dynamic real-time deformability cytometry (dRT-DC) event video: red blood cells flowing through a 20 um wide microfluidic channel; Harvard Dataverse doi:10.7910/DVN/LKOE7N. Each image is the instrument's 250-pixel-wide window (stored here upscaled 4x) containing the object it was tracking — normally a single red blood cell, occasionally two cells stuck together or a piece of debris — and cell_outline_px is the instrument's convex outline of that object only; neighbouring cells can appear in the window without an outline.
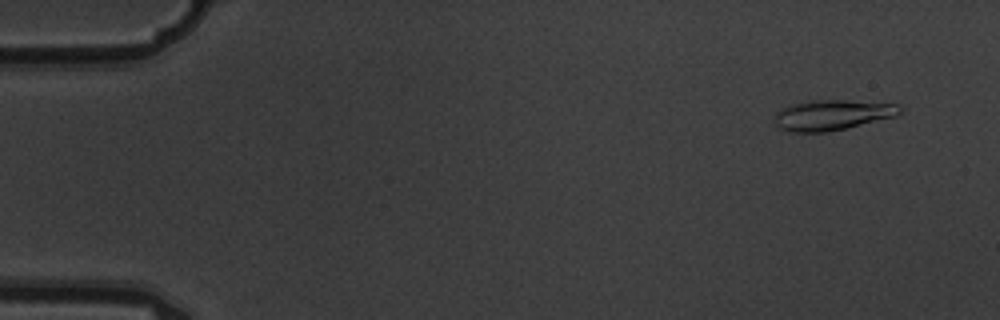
{"species": "common noctule bat (a hibernating species)", "species_latin": "Nyctalus noctula", "temperature_condition": "warm", "stored_images_in_passage": 8, "camera_frame_rate_fps": 3000, "um_per_image_px": 0.085, "animal": {"sex": "male", "body_mass_g": 19.5, "forearm_length_mm": 54.6}, "frame": {"image": 1, "passage_image": 1, "time_ms": 0.0, "image_size_px": [1000, 320], "cell_outline_px": [[904, 108], [896, 116], [828, 132], [788, 132], [780, 128], [776, 124], [776, 112], [792, 104], [812, 100], [844, 100], [900, 104]], "centroid_in_image_um": [70.77, 9.77], "position_along_channel_um": 14.2, "area_um2": 22.02}}
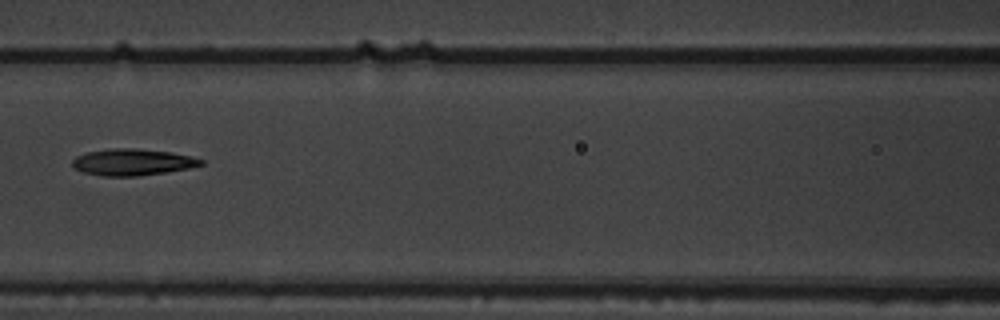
{"frame": {"image": 2, "passage_image": 7, "time_ms": 2.0, "image_size_px": [1000, 320], "cell_outline_px": [[204, 164], [188, 168], [164, 172], [136, 176], [104, 176], [84, 172], [76, 168], [72, 164], [72, 160], [76, 156], [88, 152], [112, 148], [132, 148], [168, 152], [192, 156], [204, 160]], "centroid_in_image_um": [11.27, 13.78], "position_along_channel_um": 155.3, "area_um2": 19.59}}
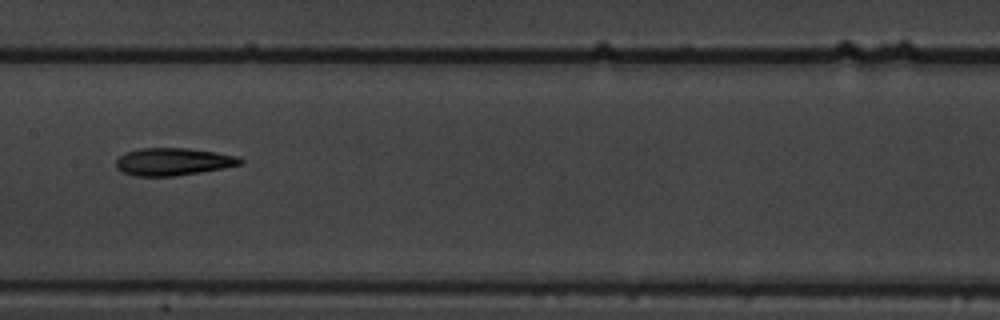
{"frame": {"image": 3, "passage_image": 8, "time_ms": 2.333, "image_size_px": [1000, 320], "cell_outline_px": [[244, 164], [224, 168], [176, 176], [136, 176], [120, 172], [116, 168], [116, 160], [124, 152], [140, 148], [188, 148], [216, 152], [240, 156], [244, 160]], "centroid_in_image_um": [14.73, 13.74], "position_along_channel_um": 192.7, "area_um2": 20.23}}